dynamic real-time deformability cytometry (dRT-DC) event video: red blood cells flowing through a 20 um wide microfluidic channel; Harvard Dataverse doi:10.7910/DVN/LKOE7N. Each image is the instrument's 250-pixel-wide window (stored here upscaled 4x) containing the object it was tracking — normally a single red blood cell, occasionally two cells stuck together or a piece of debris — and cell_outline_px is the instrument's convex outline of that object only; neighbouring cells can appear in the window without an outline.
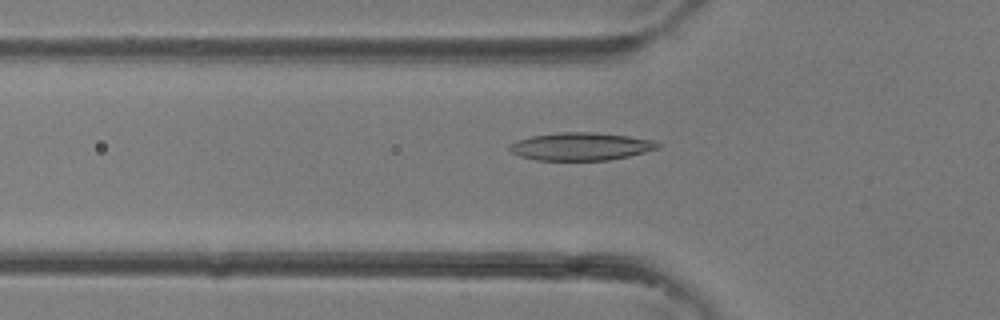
{"species": "common noctule bat (a hibernating species)", "species_latin": "Nyctalus noctula", "temperature_condition": "room temperature", "stored_images_in_passage": 5, "camera_frame_rate_fps": 3000, "um_per_image_px": 0.085, "animal": {"sex": "female"}, "frame": {"image": 1, "passage_image": 5, "time_ms": 1.333, "image_size_px": [1000, 320], "cell_outline_px": [[660, 148], [628, 156], [608, 160], [536, 160], [520, 156], [512, 152], [508, 148], [508, 144], [516, 140], [532, 136], [560, 132], [596, 132], [628, 136], [652, 140], [660, 144]], "centroid_in_image_um": [49.34, 12.44], "position_along_channel_um": 76.5, "area_um2": 23.99}}